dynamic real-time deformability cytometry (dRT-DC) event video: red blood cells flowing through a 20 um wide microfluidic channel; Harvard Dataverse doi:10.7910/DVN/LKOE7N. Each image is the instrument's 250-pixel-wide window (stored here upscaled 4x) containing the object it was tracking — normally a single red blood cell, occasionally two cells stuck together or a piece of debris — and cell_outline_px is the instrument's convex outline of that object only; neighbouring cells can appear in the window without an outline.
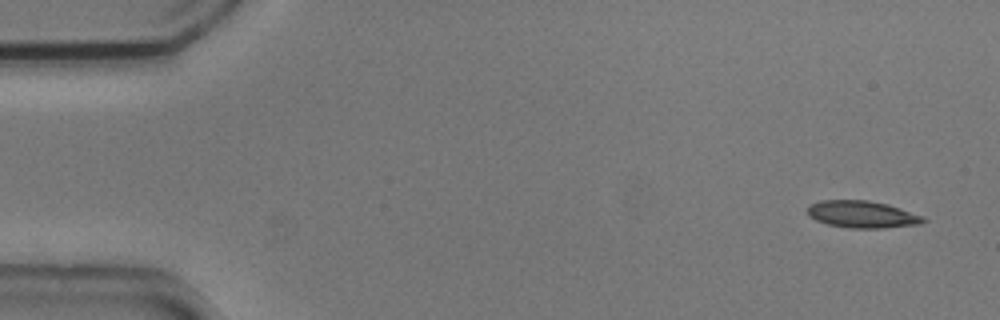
{"species": "common noctule bat (a hibernating species)", "species_latin": "Nyctalus noctula", "temperature_condition": "cold", "stored_images_in_passage": 5, "camera_frame_rate_fps": 3000, "um_per_image_px": 0.085, "animal": {"sex": "male", "body_mass_g": 20.5, "forearm_length_mm": 52.5}, "frame": {"image": 1, "passage_image": 1, "time_ms": 0.0, "image_size_px": [1000, 320], "cell_outline_px": [[928, 220], [920, 224], [884, 228], [848, 228], [828, 224], [816, 220], [808, 216], [808, 204], [820, 200], [868, 200], [888, 204], [924, 216]], "centroid_in_image_um": [73.29, 18.22], "position_along_channel_um": 11.7, "area_um2": 18.44}}
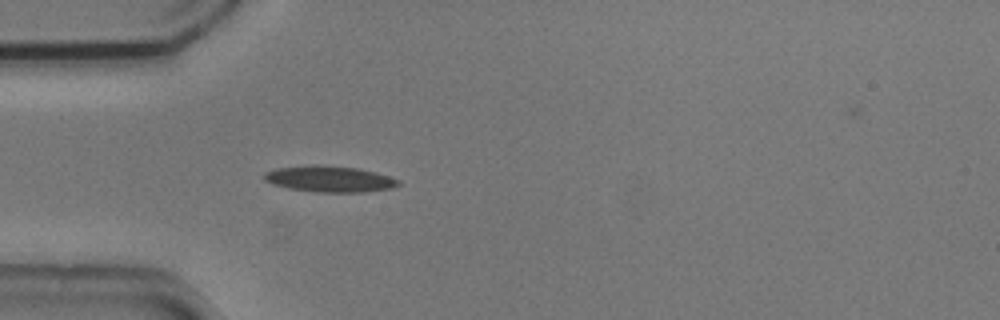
{"frame": {"image": 2, "passage_image": 5, "time_ms": 1.333, "image_size_px": [1000, 320], "cell_outline_px": [[400, 184], [392, 188], [364, 192], [316, 192], [288, 188], [264, 180], [264, 172], [276, 168], [316, 164], [360, 168], [376, 172], [400, 180]], "centroid_in_image_um": [28.04, 15.2], "position_along_channel_um": 57.0, "area_um2": 20.46}}